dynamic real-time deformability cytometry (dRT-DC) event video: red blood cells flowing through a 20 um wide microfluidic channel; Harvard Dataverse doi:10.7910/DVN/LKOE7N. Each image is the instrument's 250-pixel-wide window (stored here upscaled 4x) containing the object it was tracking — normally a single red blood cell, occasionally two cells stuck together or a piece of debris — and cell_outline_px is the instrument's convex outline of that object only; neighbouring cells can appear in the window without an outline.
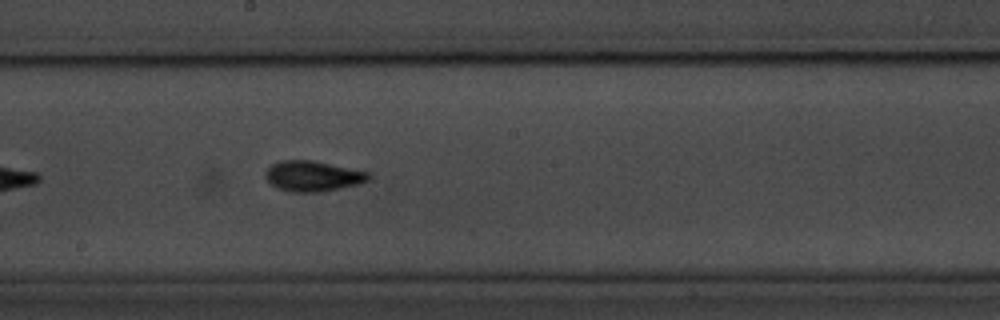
{"species": "common noctule bat (a hibernating species)", "species_latin": "Nyctalus noctula", "temperature_condition": "room temperature", "stored_images_in_passage": 39, "camera_frame_rate_fps": 3000, "um_per_image_px": 0.085, "animal": {"sex": "male", "body_mass_g": 20.1, "forearm_length_mm": 53.5}, "frame": {"image": 1, "passage_image": 17, "time_ms": 5.333, "image_size_px": [1000, 320], "cell_outline_px": [[372, 176], [368, 180], [360, 184], [320, 192], [292, 192], [280, 188], [272, 184], [264, 176], [264, 172], [272, 164], [280, 160], [312, 160], [368, 172]], "centroid_in_image_um": [26.59, 14.96], "position_along_channel_um": 221.6, "area_um2": 18.21}, "authors_computed_cell_mechanics": {"area_um2": 17.1666, "velocity_mm_per_s": 3.6425, "shape_relaxation_time_tau1_ms": 3.198, "shape_relaxation_time_tau2_ms": 2.3005, "deformation_change_tau1": 0.1504, "deformation_change_tau2": 0.0896}}